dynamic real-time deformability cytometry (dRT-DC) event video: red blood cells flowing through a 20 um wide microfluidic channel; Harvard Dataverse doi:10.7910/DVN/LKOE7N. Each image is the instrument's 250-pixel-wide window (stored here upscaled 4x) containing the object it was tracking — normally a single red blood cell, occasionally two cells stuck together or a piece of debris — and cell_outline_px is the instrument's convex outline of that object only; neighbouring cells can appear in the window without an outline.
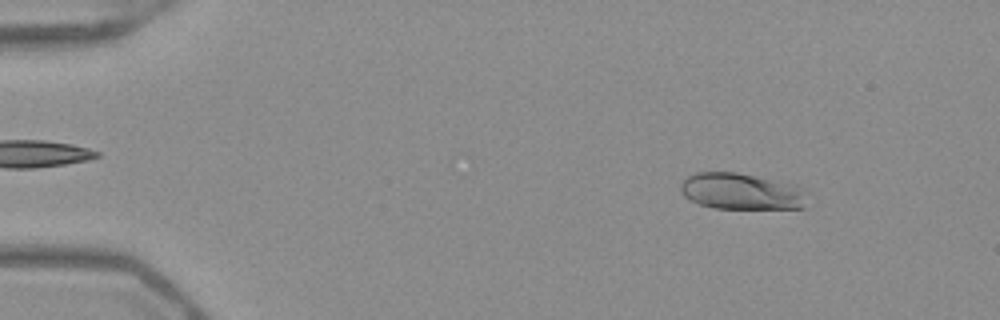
{"species": "Egyptian fruit bat (a non-hibernating species)", "species_latin": "Rousettus aegyptiacus", "temperature_condition": "warm", "stored_images_in_passage": 52, "camera_frame_rate_fps": 3000, "um_per_image_px": 0.085, "frame": {"image": 1, "passage_image": 7, "time_ms": 2.0, "image_size_px": [1000, 320], "cell_outline_px": [[804, 208], [712, 208], [700, 204], [684, 196], [680, 188], [680, 184], [688, 176], [696, 172], [736, 172], [792, 184], [800, 192]], "centroid_in_image_um": [62.87, 16.26], "position_along_channel_um": 22.1, "area_um2": 25.95}}
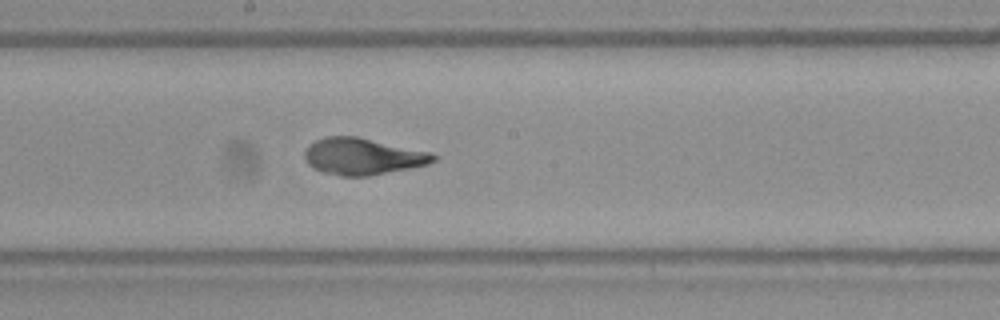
{"frame": {"image": 2, "passage_image": 29, "time_ms": 9.333, "image_size_px": [1000, 320], "cell_outline_px": [[436, 160], [428, 164], [368, 176], [340, 176], [324, 172], [312, 168], [308, 164], [304, 156], [304, 152], [308, 144], [324, 136], [356, 136], [432, 152], [436, 156]], "centroid_in_image_um": [30.8, 13.28], "position_along_channel_um": 217.4, "area_um2": 27.51}}
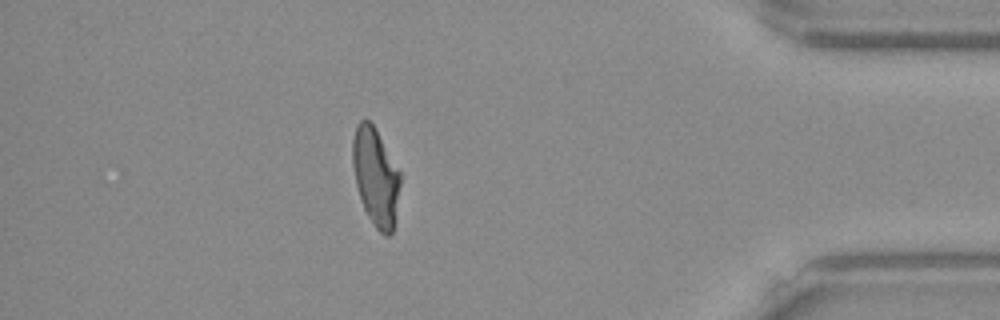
{"frame": {"image": 3, "passage_image": 46, "time_ms": 15.0, "image_size_px": [1000, 320], "cell_outline_px": [[400, 184], [396, 220], [392, 232], [388, 236], [384, 236], [376, 228], [368, 216], [364, 208], [356, 184], [352, 164], [352, 140], [356, 124], [360, 120], [368, 120], [372, 124], [400, 172]], "centroid_in_image_um": [31.93, 15.06], "position_along_channel_um": 403.3, "area_um2": 26.93}, "authors_computed_cell_mechanics": {"area_um2": 27.3105, "velocity_mm_per_s": 3.9553, "shape_relaxation_time_tau1_ms": 5.5692, "shape_relaxation_time_tau2_ms": null, "deformation_change_tau1": 0.2112, "deformation_change_tau2": null}}